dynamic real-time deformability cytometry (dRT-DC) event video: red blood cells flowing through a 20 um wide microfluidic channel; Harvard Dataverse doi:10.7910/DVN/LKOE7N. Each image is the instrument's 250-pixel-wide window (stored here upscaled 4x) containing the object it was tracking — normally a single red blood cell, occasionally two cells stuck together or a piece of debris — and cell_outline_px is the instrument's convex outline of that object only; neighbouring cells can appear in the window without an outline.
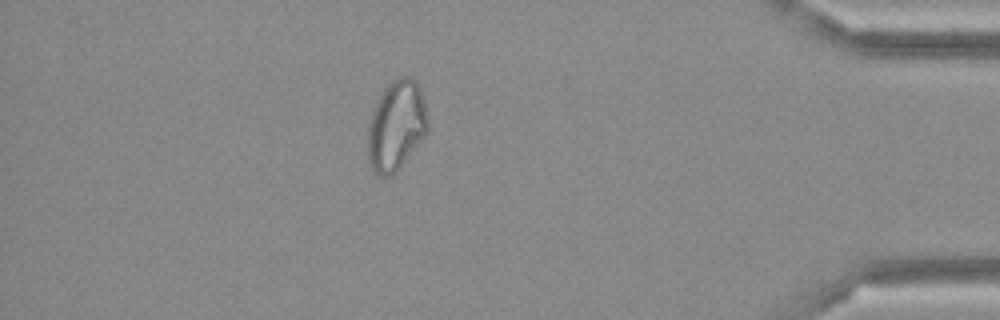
{"species": "Egyptian fruit bat (a non-hibernating species)", "species_latin": "Rousettus aegyptiacus", "temperature_condition": "cold", "stored_images_in_passage": 43, "camera_frame_rate_fps": 3000, "um_per_image_px": 0.085, "frame": {"image": 1, "passage_image": 37, "time_ms": 12.0, "image_size_px": [1000, 320], "cell_outline_px": [[428, 132], [396, 172], [392, 176], [380, 176], [372, 172], [368, 160], [368, 124], [372, 108], [380, 92], [392, 80], [400, 76], [412, 76], [416, 80], [420, 88], [424, 100], [428, 116]], "centroid_in_image_um": [33.67, 10.66], "position_along_channel_um": 401.5, "area_um2": 32.08}}